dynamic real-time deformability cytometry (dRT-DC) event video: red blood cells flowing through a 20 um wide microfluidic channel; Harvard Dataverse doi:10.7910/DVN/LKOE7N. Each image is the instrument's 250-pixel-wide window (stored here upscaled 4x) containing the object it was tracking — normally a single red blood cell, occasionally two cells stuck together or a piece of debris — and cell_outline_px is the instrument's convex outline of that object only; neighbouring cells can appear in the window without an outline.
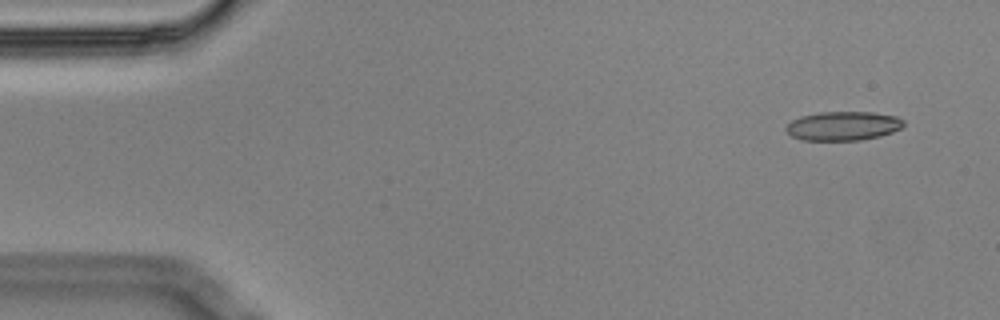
{"species": "Egyptian fruit bat (a non-hibernating species)", "species_latin": "Rousettus aegyptiacus", "temperature_condition": "cold", "stored_images_in_passage": 6, "camera_frame_rate_fps": 3000, "um_per_image_px": 0.085, "animal": {"sex": "male"}, "frame": {"image": 1, "passage_image": 1, "time_ms": 0.0, "image_size_px": [1000, 320], "cell_outline_px": [[904, 124], [900, 128], [892, 132], [880, 136], [860, 140], [800, 140], [792, 136], [784, 128], [792, 120], [800, 116], [820, 112], [872, 112], [896, 116], [904, 120]], "centroid_in_image_um": [71.65, 10.7], "position_along_channel_um": 13.3, "area_um2": 19.88}}
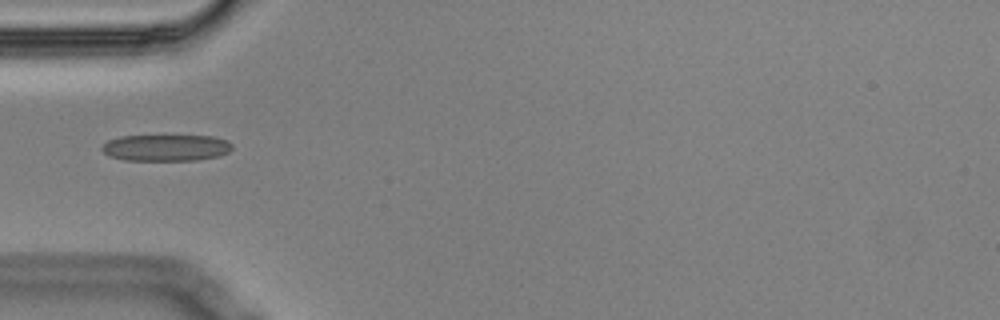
{"frame": {"image": 2, "passage_image": 5, "time_ms": 1.333, "image_size_px": [1000, 320], "cell_outline_px": [[232, 148], [228, 152], [220, 156], [196, 160], [124, 160], [108, 156], [100, 148], [108, 140], [120, 136], [212, 136], [228, 140], [232, 144]], "centroid_in_image_um": [14.11, 12.56], "position_along_channel_um": 70.9, "area_um2": 20.17}}
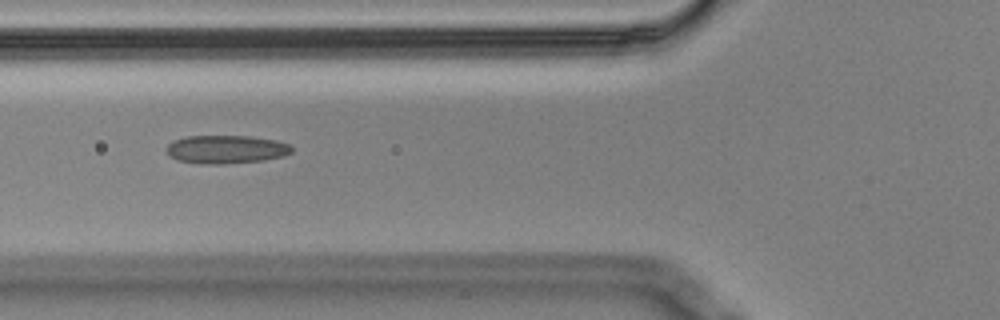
{"frame": {"image": 3, "passage_image": 6, "time_ms": 1.667, "image_size_px": [1000, 320], "cell_outline_px": [[292, 152], [284, 156], [264, 160], [224, 164], [208, 164], [180, 160], [172, 156], [164, 148], [172, 140], [188, 136], [252, 136], [276, 140], [292, 144]], "centroid_in_image_um": [19.27, 12.68], "position_along_channel_um": 106.5, "area_um2": 20.69}}